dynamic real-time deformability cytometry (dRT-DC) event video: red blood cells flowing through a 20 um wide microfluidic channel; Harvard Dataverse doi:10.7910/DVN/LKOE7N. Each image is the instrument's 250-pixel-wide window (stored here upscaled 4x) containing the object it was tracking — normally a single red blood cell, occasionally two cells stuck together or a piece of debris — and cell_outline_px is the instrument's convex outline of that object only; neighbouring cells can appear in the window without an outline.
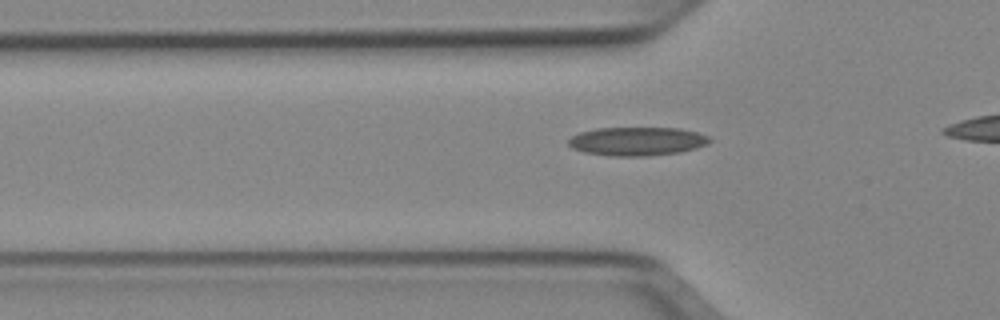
{"species": "Egyptian fruit bat (a non-hibernating species)", "species_latin": "Rousettus aegyptiacus", "temperature_condition": "cold", "stored_images_in_passage": 32, "camera_frame_rate_fps": 3000, "um_per_image_px": 0.085, "animal": {"sex": "female"}, "frame": {"image": 1, "passage_image": 7, "time_ms": 2.0, "image_size_px": [1000, 320], "cell_outline_px": [[712, 140], [708, 144], [696, 148], [680, 152], [648, 156], [608, 156], [584, 152], [572, 148], [568, 144], [568, 140], [572, 136], [580, 132], [596, 128], [680, 128], [696, 132], [708, 136]], "centroid_in_image_um": [54.15, 12.01], "position_along_channel_um": 71.7, "area_um2": 23.64}}
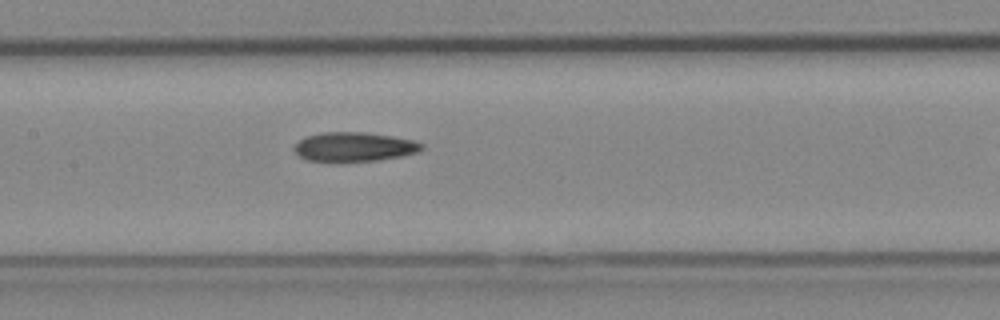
{"frame": {"image": 2, "passage_image": 15, "time_ms": 4.667, "image_size_px": [1000, 320], "cell_outline_px": [[424, 148], [420, 152], [400, 156], [376, 160], [336, 164], [328, 164], [308, 160], [300, 156], [292, 148], [304, 136], [324, 132], [364, 132], [392, 136], [412, 140], [424, 144]], "centroid_in_image_um": [30.06, 12.52], "position_along_channel_um": 177.3, "area_um2": 22.43}}
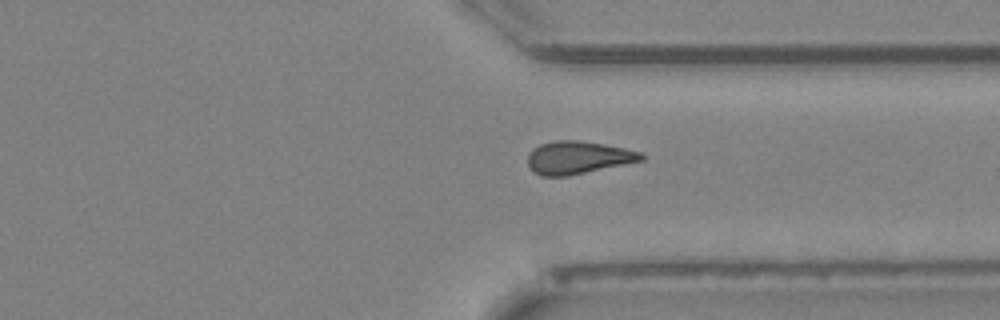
{"frame": {"image": 3, "passage_image": 29, "time_ms": 9.333, "image_size_px": [1000, 320], "cell_outline_px": [[644, 160], [568, 176], [540, 176], [532, 172], [528, 164], [528, 156], [532, 148], [540, 144], [556, 140], [580, 140], [604, 144], [624, 148], [640, 152], [644, 156]], "centroid_in_image_um": [49.09, 13.39], "position_along_channel_um": 362.3, "area_um2": 21.73}}